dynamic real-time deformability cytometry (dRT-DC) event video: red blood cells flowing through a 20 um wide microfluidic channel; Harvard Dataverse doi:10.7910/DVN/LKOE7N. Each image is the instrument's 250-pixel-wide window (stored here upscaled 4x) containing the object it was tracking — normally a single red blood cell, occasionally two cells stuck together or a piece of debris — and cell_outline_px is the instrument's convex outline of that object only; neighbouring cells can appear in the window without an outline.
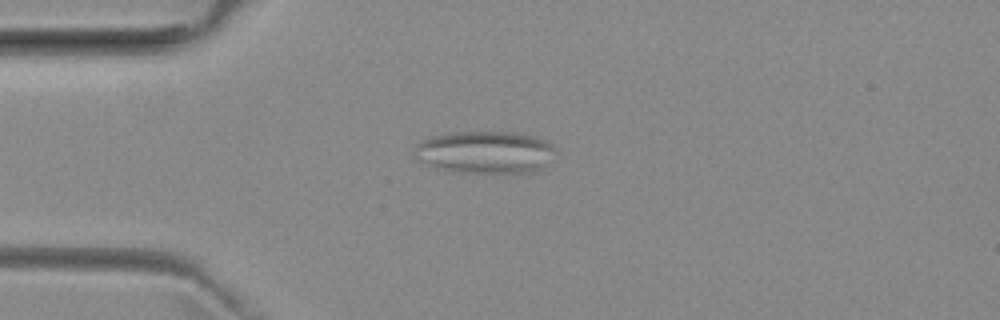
{"species": "common noctule bat (a hibernating species)", "species_latin": "Nyctalus noctula", "temperature_condition": "room temperature", "stored_images_in_passage": 52, "camera_frame_rate_fps": 3000, "um_per_image_px": 0.085, "animal": {"sex": "female", "body_mass_g": 29.2, "forearm_length_mm": 56.3}, "frame": {"image": 1, "passage_image": 13, "time_ms": 4.0, "image_size_px": [1000, 320], "cell_outline_px": [[556, 160], [544, 168], [536, 172], [468, 172], [436, 168], [416, 160], [412, 148], [416, 144], [424, 140], [436, 136], [452, 132], [512, 132], [536, 136], [552, 144], [556, 148]], "centroid_in_image_um": [41.32, 12.94], "position_along_channel_um": 43.7, "area_um2": 35.26}}
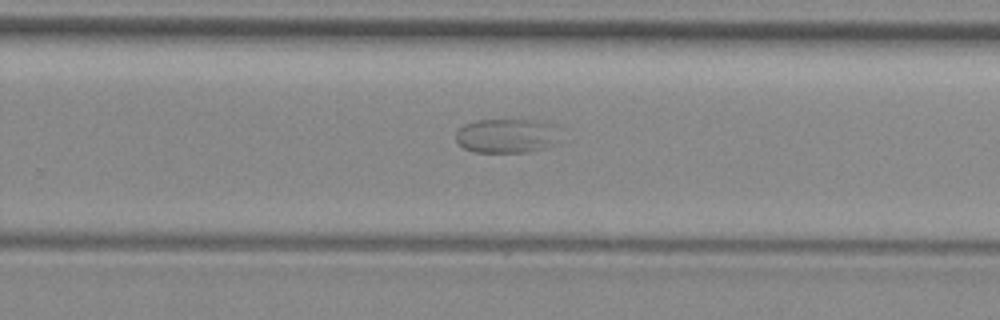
{"frame": {"image": 2, "passage_image": 33, "time_ms": 10.667, "image_size_px": [1000, 320], "cell_outline_px": [[552, 144], [548, 148], [528, 152], [472, 152], [464, 148], [456, 140], [456, 132], [464, 124], [476, 120], [532, 120], [544, 124]], "centroid_in_image_um": [42.8, 11.57], "position_along_channel_um": 287.0, "area_um2": 19.54}}
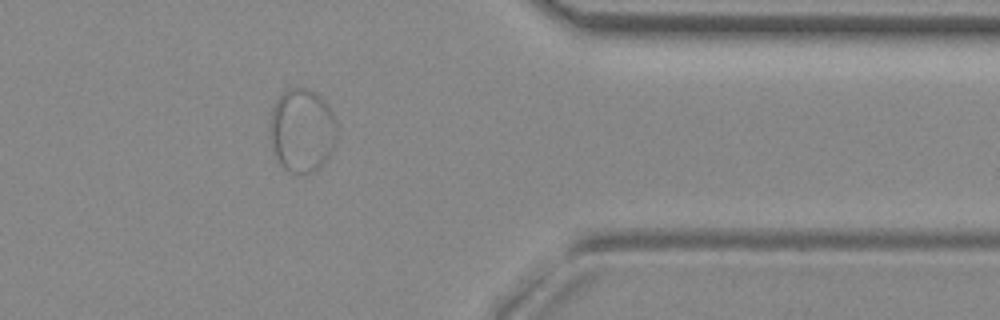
{"frame": {"image": 3, "passage_image": 42, "time_ms": 13.667, "image_size_px": [1000, 320], "cell_outline_px": [[336, 140], [324, 164], [316, 172], [288, 172], [272, 156], [268, 140], [268, 124], [272, 108], [276, 100], [288, 88], [308, 88], [316, 92], [328, 104], [336, 120]], "centroid_in_image_um": [25.62, 11.1], "position_along_channel_um": 385.8, "area_um2": 33.52}}